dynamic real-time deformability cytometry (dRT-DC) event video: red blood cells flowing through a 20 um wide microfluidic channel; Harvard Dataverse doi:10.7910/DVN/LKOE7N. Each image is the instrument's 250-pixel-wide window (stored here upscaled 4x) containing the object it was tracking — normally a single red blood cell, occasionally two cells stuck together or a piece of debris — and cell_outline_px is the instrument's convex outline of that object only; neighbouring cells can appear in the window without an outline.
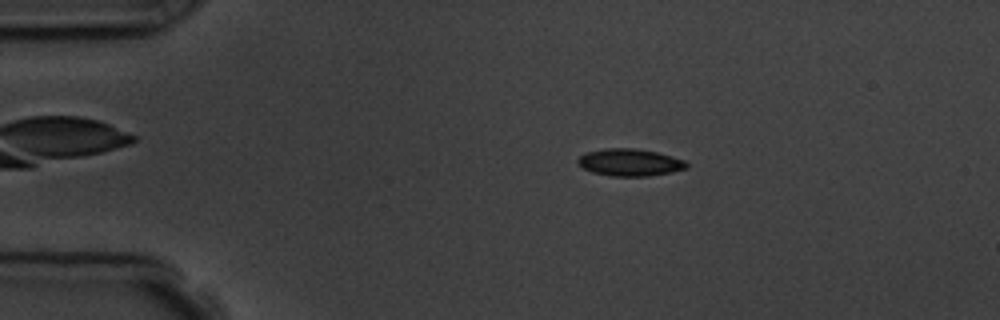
{"species": "common noctule bat (a hibernating species)", "species_latin": "Nyctalus noctula", "temperature_condition": "room temperature", "stored_images_in_passage": 8, "camera_frame_rate_fps": 3000, "um_per_image_px": 0.085, "animal": {"sex": "male", "body_mass_g": 19.5, "forearm_length_mm": 54.6}, "frame": {"image": 1, "passage_image": 1, "time_ms": 0.0, "image_size_px": [1000, 320], "cell_outline_px": [[688, 168], [672, 172], [648, 176], [612, 176], [592, 172], [576, 164], [576, 160], [580, 156], [588, 152], [604, 148], [636, 148], [656, 152], [672, 156], [684, 160], [688, 164]], "centroid_in_image_um": [53.53, 13.8], "position_along_channel_um": 31.5, "area_um2": 17.28}}
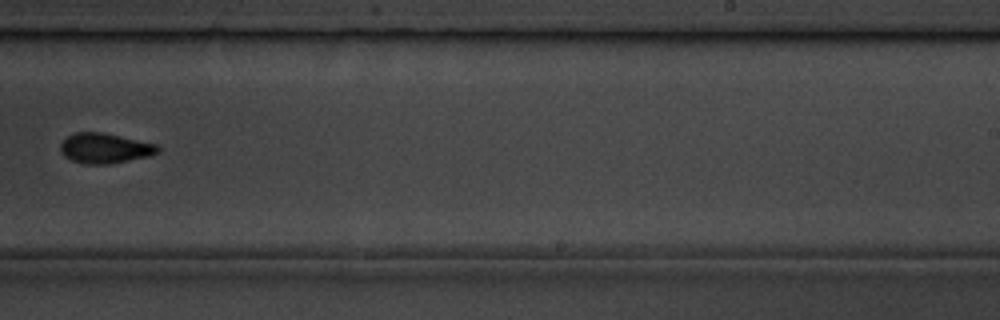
{"frame": {"image": 2, "passage_image": 7, "time_ms": 8.0, "image_size_px": [1000, 320], "cell_outline_px": [[160, 152], [148, 156], [112, 164], [84, 164], [72, 160], [64, 156], [60, 152], [60, 144], [72, 132], [104, 132], [156, 144], [160, 148]], "centroid_in_image_um": [8.9, 12.6], "position_along_channel_um": 280.1, "area_um2": 17.22}}